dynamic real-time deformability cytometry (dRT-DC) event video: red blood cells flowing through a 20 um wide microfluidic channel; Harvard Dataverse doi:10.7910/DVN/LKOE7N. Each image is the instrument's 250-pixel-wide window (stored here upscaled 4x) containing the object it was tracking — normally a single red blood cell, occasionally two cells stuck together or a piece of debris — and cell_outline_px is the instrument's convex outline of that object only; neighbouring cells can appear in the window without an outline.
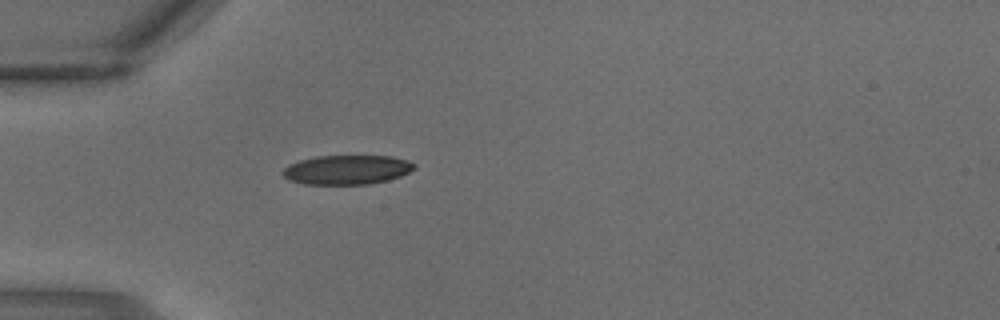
{"species": "common noctule bat (a hibernating species)", "species_latin": "Nyctalus noctula", "temperature_condition": "warm", "stored_images_in_passage": 1, "camera_frame_rate_fps": 3000, "um_per_image_px": 0.085, "animal": {"sex": "male", "body_mass_g": 18.8}, "frame": {"image": 1, "passage_image": 1, "time_ms": 0.0, "image_size_px": [1000, 320], "cell_outline_px": [[416, 168], [400, 176], [388, 180], [368, 184], [304, 184], [288, 180], [280, 172], [288, 164], [300, 160], [316, 156], [392, 156], [416, 164]], "centroid_in_image_um": [29.45, 14.43], "position_along_channel_um": 55.6, "area_um2": 22.48}}